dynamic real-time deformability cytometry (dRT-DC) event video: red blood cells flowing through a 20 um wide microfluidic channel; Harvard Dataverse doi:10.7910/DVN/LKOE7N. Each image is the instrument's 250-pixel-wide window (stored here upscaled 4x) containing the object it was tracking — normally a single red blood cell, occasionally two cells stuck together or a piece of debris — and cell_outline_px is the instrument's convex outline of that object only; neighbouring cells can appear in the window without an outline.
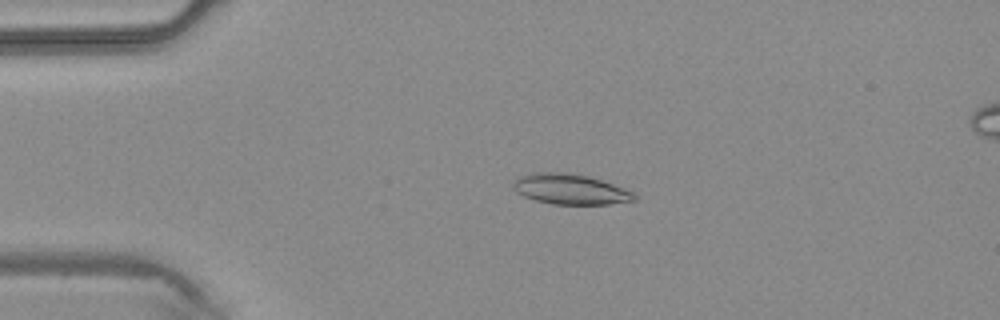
{"species": "common noctule bat (a hibernating species)", "species_latin": "Nyctalus noctula", "temperature_condition": "warm", "stored_images_in_passage": 44, "camera_frame_rate_fps": 3000, "um_per_image_px": 0.085, "animal": {"sex": "male", "body_mass_g": 20.4}, "frame": {"image": 1, "passage_image": 10, "time_ms": 3.0, "image_size_px": [1000, 320], "cell_outline_px": [[636, 200], [608, 204], [552, 204], [536, 200], [524, 196], [516, 192], [512, 188], [512, 184], [516, 176], [532, 172], [568, 172], [588, 176], [624, 188], [632, 192], [636, 196]], "centroid_in_image_um": [48.4, 16.07], "position_along_channel_um": 36.6, "area_um2": 21.5}}
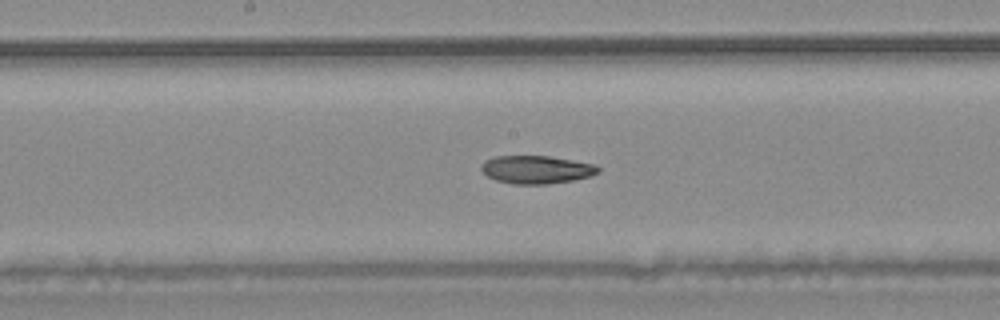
{"frame": {"image": 2, "passage_image": 23, "time_ms": 7.333, "image_size_px": [1000, 320], "cell_outline_px": [[600, 172], [592, 176], [572, 180], [548, 184], [512, 184], [496, 180], [488, 176], [480, 168], [480, 164], [484, 160], [496, 156], [548, 156], [596, 164], [600, 168]], "centroid_in_image_um": [45.61, 14.41], "position_along_channel_um": 202.6, "area_um2": 19.19}}
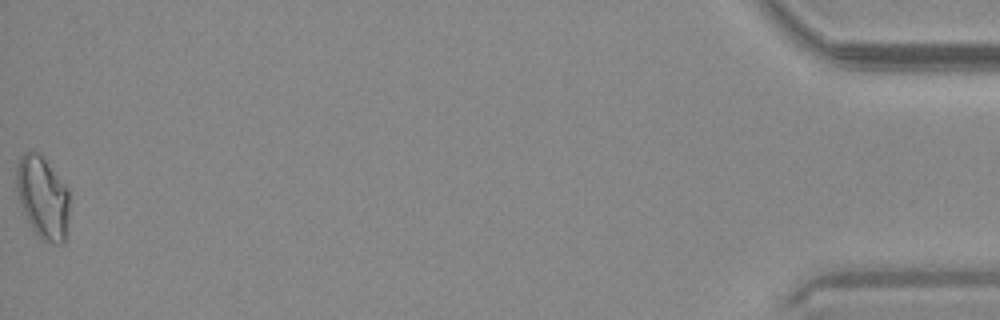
{"frame": {"image": 3, "passage_image": 44, "time_ms": 14.333, "image_size_px": [1000, 320], "cell_outline_px": [[68, 216], [64, 244], [52, 244], [40, 240], [32, 232], [20, 204], [16, 188], [16, 164], [20, 156], [24, 152], [36, 152], [44, 160], [68, 188]], "centroid_in_image_um": [3.6, 16.85], "position_along_channel_um": 431.6, "area_um2": 25.55}}